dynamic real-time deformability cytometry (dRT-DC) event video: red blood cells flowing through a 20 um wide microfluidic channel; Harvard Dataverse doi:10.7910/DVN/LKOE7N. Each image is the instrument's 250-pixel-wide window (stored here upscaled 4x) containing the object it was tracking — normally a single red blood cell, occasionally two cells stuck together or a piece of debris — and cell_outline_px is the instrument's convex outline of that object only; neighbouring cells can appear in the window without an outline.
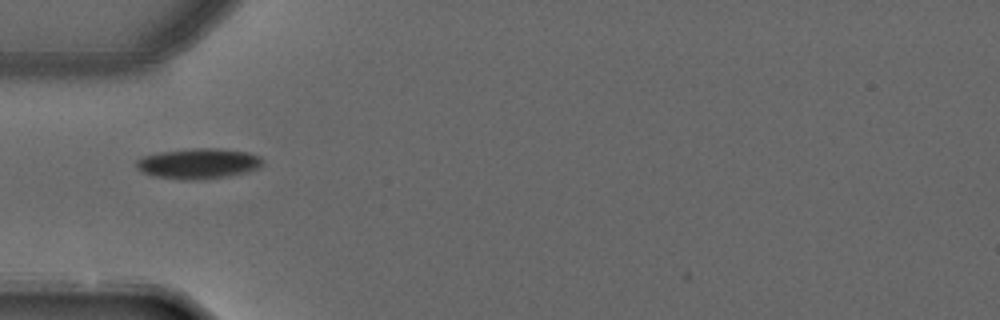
{"species": "common noctule bat (a hibernating species)", "species_latin": "Nyctalus noctula", "temperature_condition": "warm", "stored_images_in_passage": 1, "camera_frame_rate_fps": 3000, "um_per_image_px": 0.085, "animal": {"sex": "male", "forearm_length_mm": 52.5}, "frame": {"image": 1, "passage_image": 1, "time_ms": 0.0, "image_size_px": [1000, 320], "cell_outline_px": [[260, 164], [256, 168], [244, 172], [228, 176], [196, 180], [180, 180], [152, 176], [136, 168], [136, 160], [144, 156], [160, 152], [196, 148], [216, 148], [248, 152], [260, 156]], "centroid_in_image_um": [16.8, 13.9], "position_along_channel_um": 68.2, "area_um2": 22.14}}